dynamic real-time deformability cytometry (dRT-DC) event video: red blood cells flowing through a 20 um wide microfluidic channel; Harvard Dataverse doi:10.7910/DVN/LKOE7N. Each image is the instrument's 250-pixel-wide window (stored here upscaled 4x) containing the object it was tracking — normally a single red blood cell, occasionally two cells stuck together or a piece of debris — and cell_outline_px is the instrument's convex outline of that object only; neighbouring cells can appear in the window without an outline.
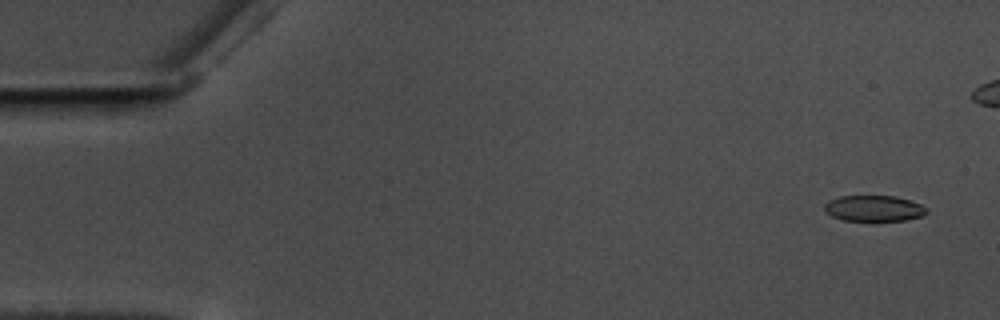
{"species": "common noctule bat (a hibernating species)", "species_latin": "Nyctalus noctula", "temperature_condition": "warm", "stored_images_in_passage": 51, "camera_frame_rate_fps": 3000, "um_per_image_px": 0.085, "animal": {"sex": "male", "body_mass_g": 17.5, "forearm_length_mm": 52.3}, "frame": {"image": 1, "passage_image": 3, "time_ms": 0.667, "image_size_px": [1000, 320], "cell_outline_px": [[928, 212], [924, 216], [904, 220], [844, 220], [832, 216], [824, 212], [824, 204], [828, 200], [840, 196], [896, 196], [920, 204], [928, 208]], "centroid_in_image_um": [74.28, 17.7], "position_along_channel_um": 10.7, "area_um2": 15.43}}
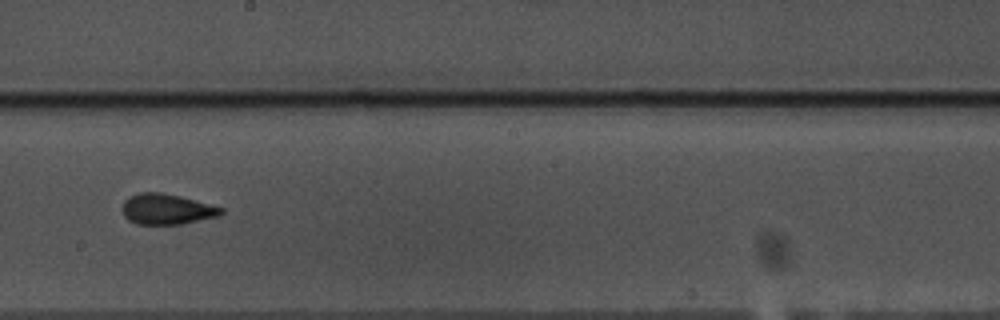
{"frame": {"image": 2, "passage_image": 33, "time_ms": 10.667, "image_size_px": [1000, 320], "cell_outline_px": [[224, 212], [220, 216], [184, 224], [136, 224], [128, 220], [124, 216], [120, 208], [124, 200], [128, 196], [140, 192], [160, 192], [180, 196], [224, 208]], "centroid_in_image_um": [14.15, 17.78], "position_along_channel_um": 234.1, "area_um2": 17.92}}
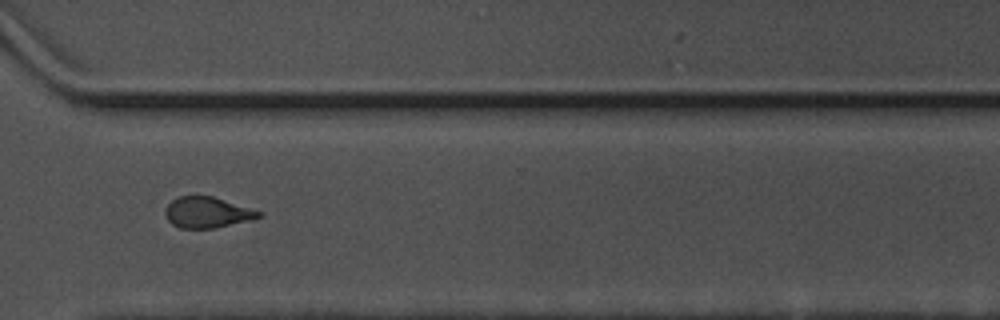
{"frame": {"image": 3, "passage_image": 43, "time_ms": 14.0, "image_size_px": [1000, 320], "cell_outline_px": [[264, 216], [252, 220], [212, 228], [180, 228], [172, 224], [168, 220], [164, 212], [164, 208], [172, 200], [180, 196], [212, 196], [264, 212]], "centroid_in_image_um": [17.64, 18.05], "position_along_channel_um": 353.0, "area_um2": 16.88}}